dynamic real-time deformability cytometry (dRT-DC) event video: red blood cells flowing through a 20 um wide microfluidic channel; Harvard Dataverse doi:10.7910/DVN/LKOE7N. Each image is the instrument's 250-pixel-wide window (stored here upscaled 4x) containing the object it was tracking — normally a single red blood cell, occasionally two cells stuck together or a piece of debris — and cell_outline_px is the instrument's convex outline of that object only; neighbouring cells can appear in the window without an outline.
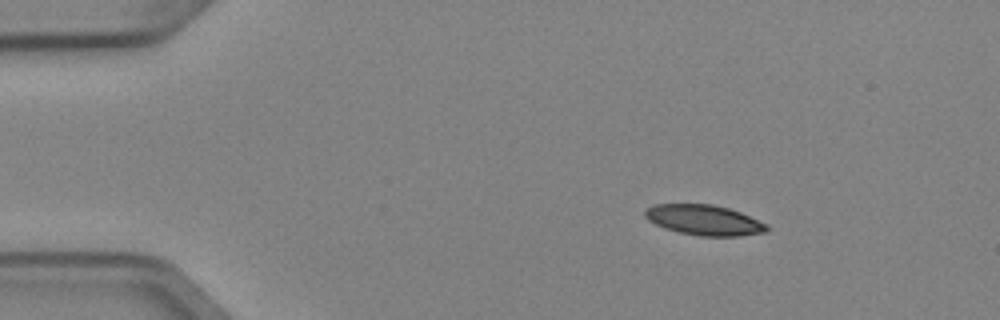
{"species": "Egyptian fruit bat (a non-hibernating species)", "species_latin": "Rousettus aegyptiacus", "temperature_condition": "cold", "stored_images_in_passage": 4, "camera_frame_rate_fps": 3000, "um_per_image_px": 0.085, "animal": {"sex": "female"}, "frame": {"image": 1, "passage_image": 2, "time_ms": 0.333, "image_size_px": [1000, 320], "cell_outline_px": [[768, 232], [740, 236], [700, 236], [680, 232], [664, 228], [648, 220], [644, 216], [644, 212], [652, 204], [712, 204], [728, 208], [740, 212], [768, 224]], "centroid_in_image_um": [59.87, 18.7], "position_along_channel_um": 25.1, "area_um2": 21.56}}